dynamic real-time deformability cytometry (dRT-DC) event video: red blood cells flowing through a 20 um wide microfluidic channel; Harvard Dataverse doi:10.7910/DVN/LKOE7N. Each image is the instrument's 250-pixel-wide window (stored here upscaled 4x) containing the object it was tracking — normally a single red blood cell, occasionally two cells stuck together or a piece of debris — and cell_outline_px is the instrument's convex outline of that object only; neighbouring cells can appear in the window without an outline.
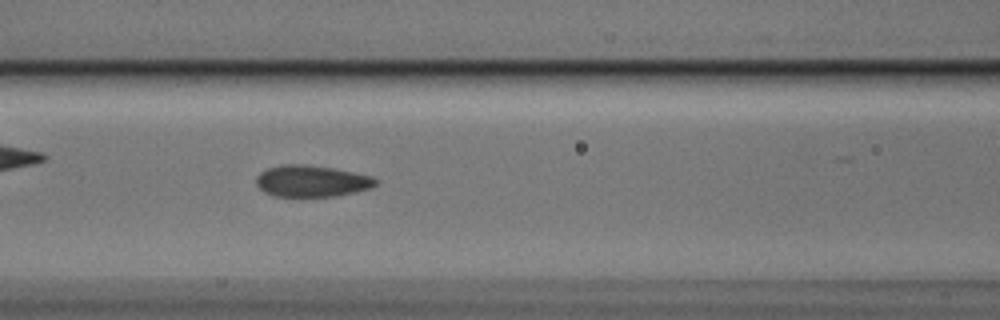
{"species": "Egyptian fruit bat (a non-hibernating species)", "species_latin": "Rousettus aegyptiacus", "temperature_condition": "cold", "stored_images_in_passage": 37, "camera_frame_rate_fps": 3000, "um_per_image_px": 0.085, "animal": {"sex": "male"}, "frame": {"image": 1, "passage_image": 13, "time_ms": 4.0, "image_size_px": [1000, 320], "cell_outline_px": [[376, 184], [372, 188], [356, 192], [332, 196], [272, 196], [264, 192], [256, 184], [256, 176], [260, 172], [268, 168], [280, 164], [304, 164], [332, 168], [372, 176], [376, 180]], "centroid_in_image_um": [26.45, 15.39], "position_along_channel_um": 140.1, "area_um2": 21.91}}
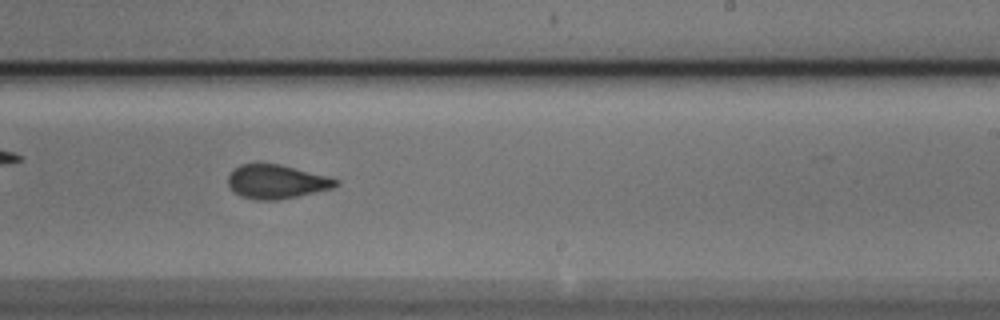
{"frame": {"image": 2, "passage_image": 23, "time_ms": 7.333, "image_size_px": [1000, 320], "cell_outline_px": [[340, 184], [332, 188], [296, 196], [276, 200], [256, 200], [240, 196], [228, 184], [228, 176], [240, 164], [280, 164], [328, 176], [340, 180]], "centroid_in_image_um": [23.53, 15.44], "position_along_channel_um": 265.5, "area_um2": 21.04}}
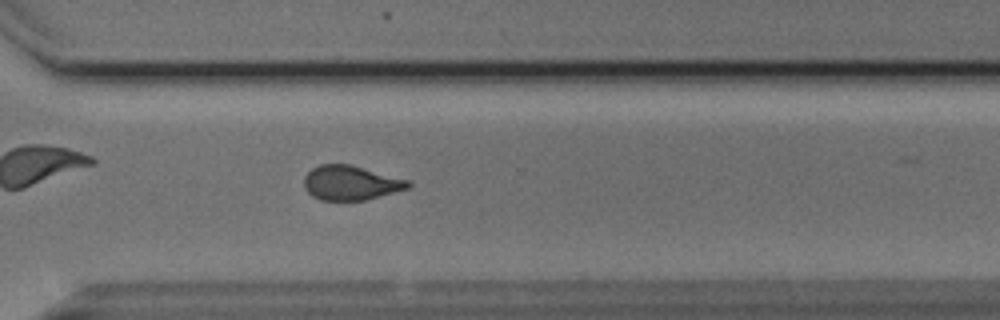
{"frame": {"image": 3, "passage_image": 29, "time_ms": 9.333, "image_size_px": [1000, 320], "cell_outline_px": [[412, 184], [408, 188], [364, 200], [320, 200], [312, 196], [304, 188], [304, 176], [312, 168], [320, 164], [348, 164], [408, 180]], "centroid_in_image_um": [29.76, 15.54], "position_along_channel_um": 340.8, "area_um2": 20.63}, "authors_computed_cell_mechanics": {"area_um2": 21.5594, "velocity_mm_per_s": 3.7649, "shape_relaxation_time_tau1_ms": 5.5991, "shape_relaxation_time_tau2_ms": 1.504, "deformation_change_tau1": 0.1461, "deformation_change_tau2": 0.0783}}